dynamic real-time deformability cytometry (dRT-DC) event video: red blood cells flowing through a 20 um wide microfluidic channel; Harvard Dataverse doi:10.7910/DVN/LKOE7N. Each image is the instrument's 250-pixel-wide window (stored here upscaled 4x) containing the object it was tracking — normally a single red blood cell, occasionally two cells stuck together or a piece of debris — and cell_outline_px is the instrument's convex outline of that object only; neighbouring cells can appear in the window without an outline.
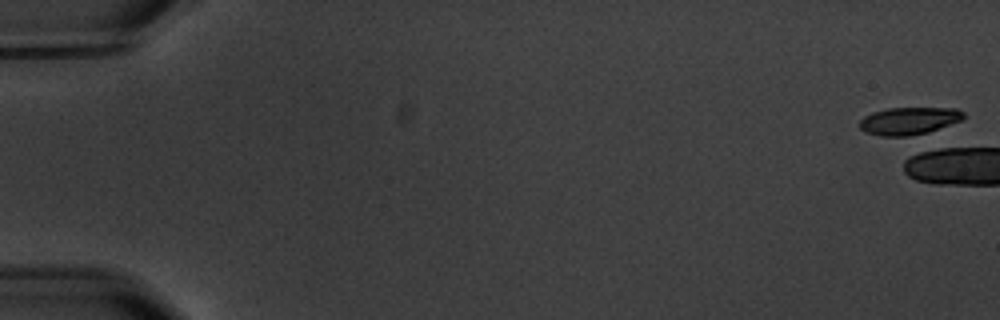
{"species": "common noctule bat (a hibernating species)", "species_latin": "Nyctalus noctula", "temperature_condition": "warm", "stored_images_in_passage": 1, "camera_frame_rate_fps": 3000, "um_per_image_px": 0.085, "animal": {"sex": "male", "body_mass_g": 20.1, "forearm_length_mm": 53.5}, "frame": {"image": 1, "passage_image": 1, "time_ms": 0.0, "image_size_px": [1000, 320], "cell_outline_px": [[964, 116], [960, 120], [920, 136], [880, 136], [868, 132], [860, 128], [860, 120], [864, 116], [872, 112], [888, 108], [956, 108], [964, 112]], "centroid_in_image_um": [77.26, 10.28], "position_along_channel_um": 7.7, "area_um2": 16.7}}